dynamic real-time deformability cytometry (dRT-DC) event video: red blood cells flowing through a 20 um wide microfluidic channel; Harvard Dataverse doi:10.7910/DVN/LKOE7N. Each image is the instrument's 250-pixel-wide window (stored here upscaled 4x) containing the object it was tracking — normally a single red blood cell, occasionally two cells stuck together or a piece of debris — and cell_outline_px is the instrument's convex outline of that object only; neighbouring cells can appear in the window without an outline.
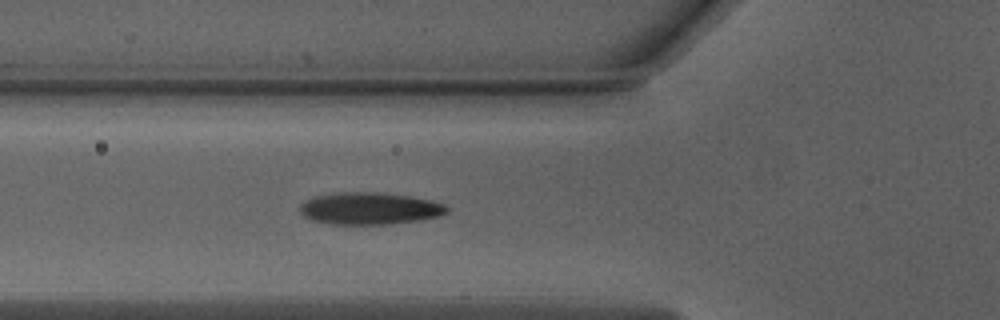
{"species": "Egyptian fruit bat (a non-hibernating species)", "species_latin": "Rousettus aegyptiacus", "temperature_condition": "warm", "stored_images_in_passage": 26, "camera_frame_rate_fps": 3000, "um_per_image_px": 0.085, "animal": {"sex": "male"}, "frame": {"image": 1, "passage_image": 7, "time_ms": 2.0, "image_size_px": [1000, 320], "cell_outline_px": [[452, 208], [448, 212], [440, 216], [420, 220], [388, 224], [332, 224], [312, 220], [304, 216], [300, 212], [300, 204], [304, 200], [312, 196], [344, 192], [380, 192], [412, 196], [432, 200], [444, 204]], "centroid_in_image_um": [31.45, 17.71], "position_along_channel_um": 94.3, "area_um2": 27.8}}
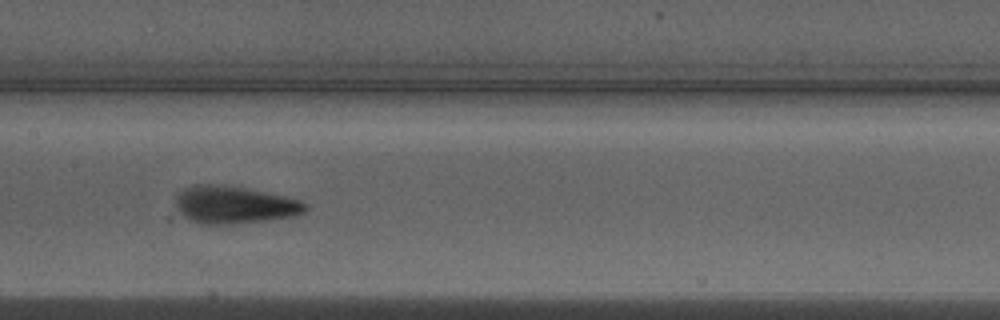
{"frame": {"image": 2, "passage_image": 14, "time_ms": 4.333, "image_size_px": [1000, 320], "cell_outline_px": [[308, 208], [304, 212], [296, 216], [268, 220], [232, 224], [200, 224], [188, 220], [176, 208], [176, 200], [180, 192], [184, 188], [196, 184], [224, 184], [284, 196], [300, 200], [308, 204]], "centroid_in_image_um": [19.92, 17.42], "position_along_channel_um": 187.5, "area_um2": 28.44}}
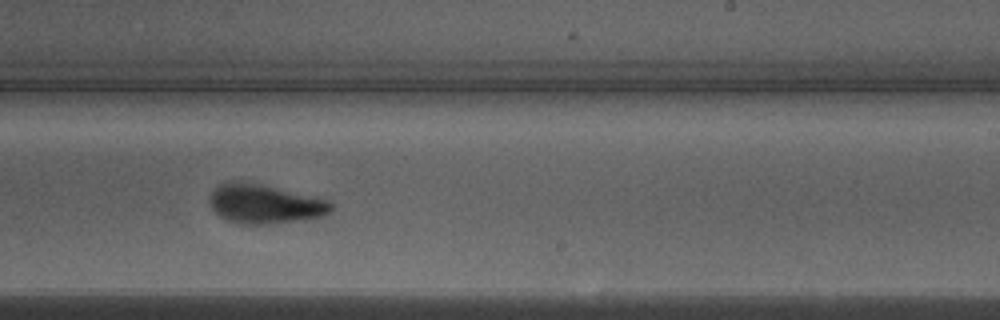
{"frame": {"image": 3, "passage_image": 20, "time_ms": 6.333, "image_size_px": [1000, 320], "cell_outline_px": [[332, 208], [328, 212], [320, 216], [292, 220], [260, 224], [244, 224], [228, 220], [220, 216], [212, 208], [208, 200], [208, 196], [220, 184], [228, 180], [244, 180], [324, 200], [332, 204]], "centroid_in_image_um": [22.36, 17.3], "position_along_channel_um": 266.6, "area_um2": 26.88}}